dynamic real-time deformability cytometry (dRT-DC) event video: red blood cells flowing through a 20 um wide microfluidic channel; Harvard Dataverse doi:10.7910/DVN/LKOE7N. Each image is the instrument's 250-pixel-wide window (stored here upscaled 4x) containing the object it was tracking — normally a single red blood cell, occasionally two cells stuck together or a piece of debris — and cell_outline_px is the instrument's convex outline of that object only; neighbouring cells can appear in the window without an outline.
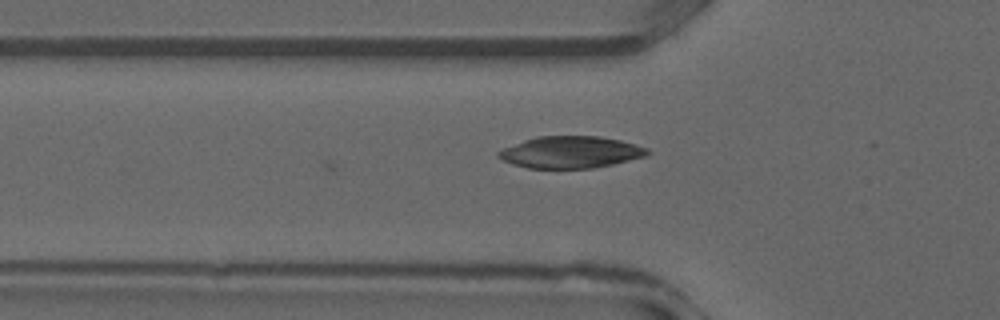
{"species": "common noctule bat (a hibernating species)", "species_latin": "Nyctalus noctula", "temperature_condition": "warm", "stored_images_in_passage": 9, "camera_frame_rate_fps": 3000, "um_per_image_px": 0.085, "animal": {"sex": "male", "forearm_length_mm": 52.5}, "frame": {"image": 1, "passage_image": 9, "time_ms": 2.667, "image_size_px": [1000, 320], "cell_outline_px": [[652, 152], [648, 156], [612, 164], [592, 168], [528, 168], [512, 164], [496, 156], [496, 152], [504, 148], [524, 140], [536, 136], [600, 136], [620, 140], [648, 148]], "centroid_in_image_um": [48.52, 12.93], "position_along_channel_um": 77.3, "area_um2": 27.69}}